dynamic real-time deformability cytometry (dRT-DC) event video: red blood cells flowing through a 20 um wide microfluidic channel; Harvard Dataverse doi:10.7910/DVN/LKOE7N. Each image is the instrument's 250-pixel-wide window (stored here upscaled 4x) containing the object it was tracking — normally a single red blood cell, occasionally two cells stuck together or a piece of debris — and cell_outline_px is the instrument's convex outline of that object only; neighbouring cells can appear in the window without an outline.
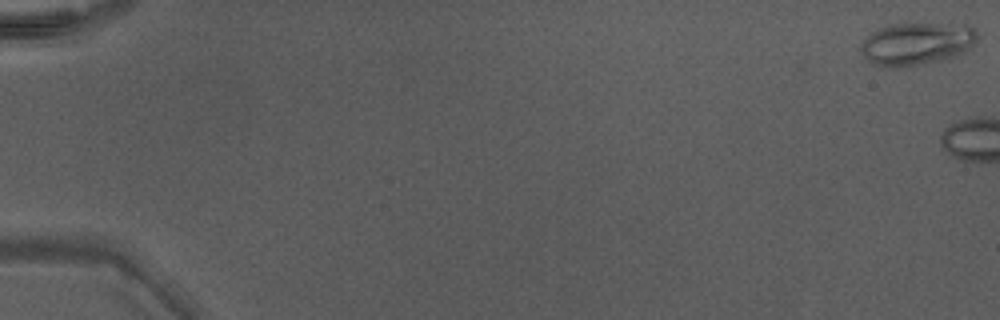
{"species": "Egyptian fruit bat (a non-hibernating species)", "species_latin": "Rousettus aegyptiacus", "temperature_condition": "warm", "stored_images_in_passage": 4, "camera_frame_rate_fps": 3000, "um_per_image_px": 0.085, "animal": {"sex": "male"}, "frame": {"image": 1, "passage_image": 1, "time_ms": 0.0, "image_size_px": [1000, 320], "cell_outline_px": [[976, 40], [964, 52], [940, 60], [904, 68], [880, 68], [868, 60], [860, 52], [860, 44], [872, 32], [880, 28], [892, 24], [964, 24], [972, 28], [976, 32]], "centroid_in_image_um": [77.85, 3.74], "position_along_channel_um": 7.2, "area_um2": 28.78}}